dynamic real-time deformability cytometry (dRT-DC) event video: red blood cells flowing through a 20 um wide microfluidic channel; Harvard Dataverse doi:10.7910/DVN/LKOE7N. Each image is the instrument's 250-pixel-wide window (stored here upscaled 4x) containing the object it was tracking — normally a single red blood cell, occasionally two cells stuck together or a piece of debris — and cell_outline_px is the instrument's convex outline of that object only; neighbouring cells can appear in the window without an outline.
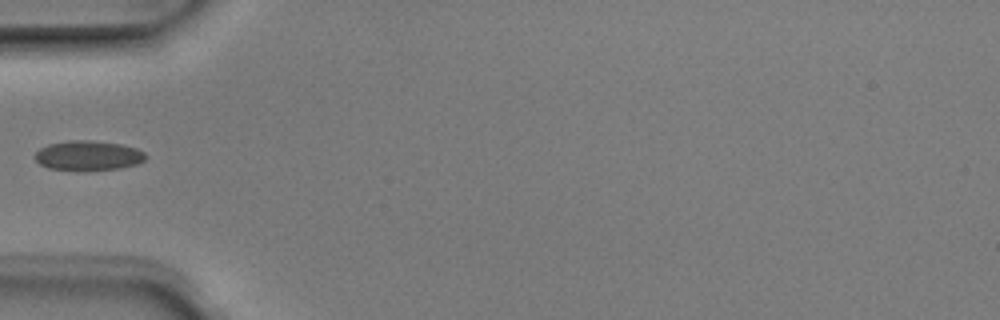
{"species": "Egyptian fruit bat (a non-hibernating species)", "species_latin": "Rousettus aegyptiacus", "temperature_condition": "room temperature", "stored_images_in_passage": 2, "camera_frame_rate_fps": 3000, "um_per_image_px": 0.085, "animal": {"sex": "male"}, "frame": {"image": 1, "passage_image": 2, "time_ms": 0.333, "image_size_px": [1000, 320], "cell_outline_px": [[148, 156], [144, 160], [136, 164], [120, 168], [84, 172], [48, 168], [40, 164], [32, 156], [40, 148], [48, 144], [72, 140], [88, 140], [120, 144], [136, 148], [144, 152]], "centroid_in_image_um": [7.47, 13.25], "position_along_channel_um": 77.5, "area_um2": 19.54}}